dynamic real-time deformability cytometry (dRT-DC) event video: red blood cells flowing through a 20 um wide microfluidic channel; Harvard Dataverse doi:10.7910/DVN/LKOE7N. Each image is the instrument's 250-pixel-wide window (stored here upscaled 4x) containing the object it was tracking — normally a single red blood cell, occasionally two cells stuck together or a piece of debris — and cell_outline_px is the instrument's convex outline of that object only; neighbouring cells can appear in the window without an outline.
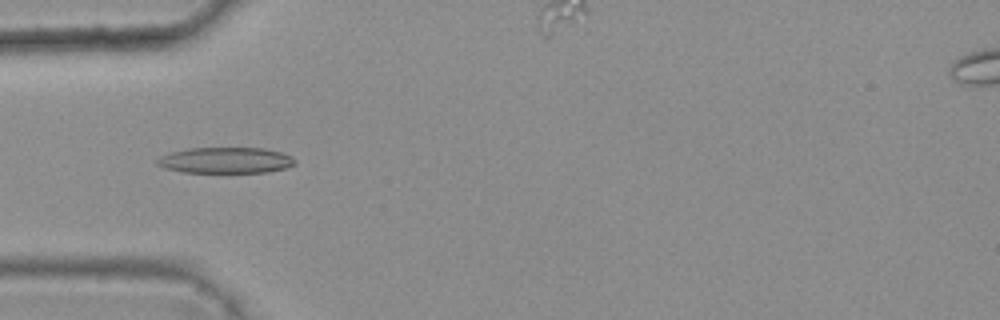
{"species": "common noctule bat (a hibernating species)", "species_latin": "Nyctalus noctula", "temperature_condition": "warm", "stored_images_in_passage": 37, "camera_frame_rate_fps": 3000, "um_per_image_px": 0.085, "animal": {"sex": "female", "body_mass_g": 25.1}, "frame": {"image": 1, "passage_image": 7, "time_ms": 2.0, "image_size_px": [1000, 320], "cell_outline_px": [[296, 164], [284, 168], [268, 172], [184, 172], [164, 168], [156, 164], [156, 160], [160, 156], [172, 152], [188, 148], [264, 148], [280, 152], [296, 160]], "centroid_in_image_um": [19.15, 13.62], "position_along_channel_um": 65.8, "area_um2": 20.69}}
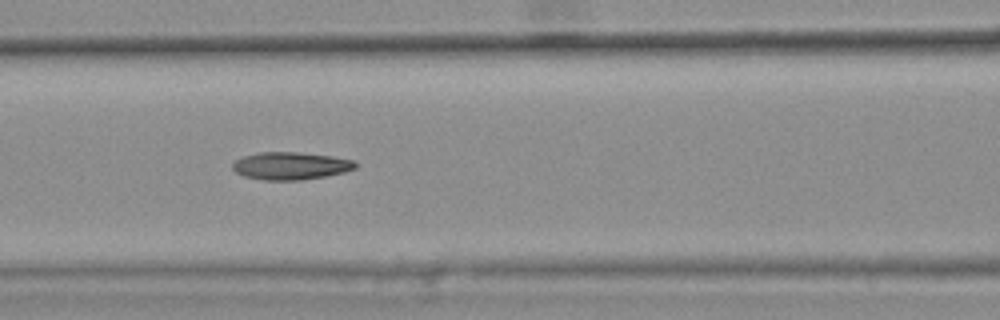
{"frame": {"image": 2, "passage_image": 13, "time_ms": 4.0, "image_size_px": [1000, 320], "cell_outline_px": [[356, 168], [344, 172], [328, 176], [300, 180], [264, 180], [244, 176], [236, 172], [232, 168], [232, 164], [236, 160], [244, 156], [260, 152], [300, 152], [332, 156], [356, 160]], "centroid_in_image_um": [24.74, 14.09], "position_along_channel_um": 141.9, "area_um2": 19.83}}
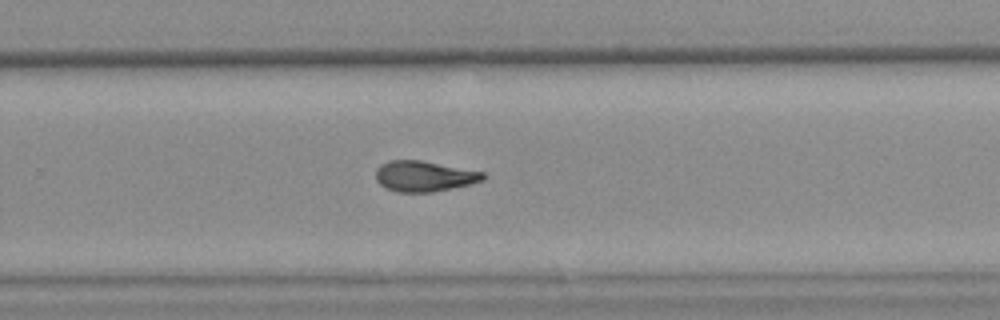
{"frame": {"image": 3, "passage_image": 25, "time_ms": 8.0, "image_size_px": [1000, 320], "cell_outline_px": [[484, 180], [472, 184], [432, 192], [396, 192], [384, 188], [376, 180], [376, 168], [380, 164], [388, 160], [420, 160], [484, 172]], "centroid_in_image_um": [36.02, 14.98], "position_along_channel_um": 293.8, "area_um2": 19.25}}